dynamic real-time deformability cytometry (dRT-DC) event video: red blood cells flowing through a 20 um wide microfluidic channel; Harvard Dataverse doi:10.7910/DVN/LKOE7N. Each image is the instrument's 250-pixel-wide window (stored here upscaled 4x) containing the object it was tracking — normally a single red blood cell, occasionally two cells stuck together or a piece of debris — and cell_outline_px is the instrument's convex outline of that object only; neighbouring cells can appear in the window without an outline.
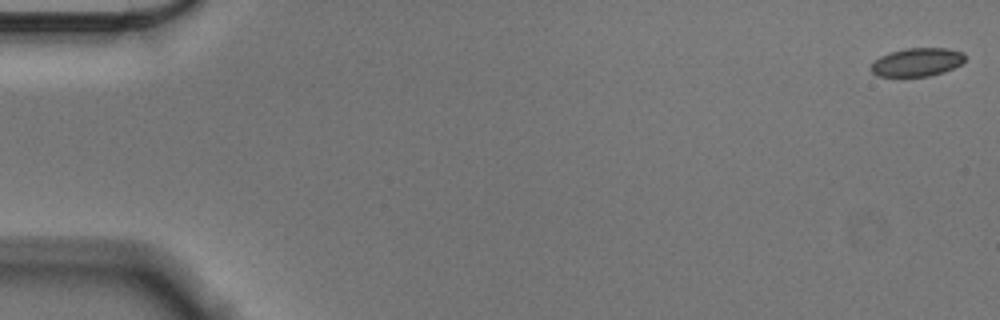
{"species": "Egyptian fruit bat (a non-hibernating species)", "species_latin": "Rousettus aegyptiacus", "temperature_condition": "cold", "stored_images_in_passage": 57, "camera_frame_rate_fps": 3000, "um_per_image_px": 0.085, "animal": {"sex": "male"}, "frame": {"image": 1, "passage_image": 1, "time_ms": 0.0, "image_size_px": [1000, 320], "cell_outline_px": [[964, 60], [960, 64], [944, 72], [928, 76], [876, 76], [868, 68], [880, 56], [888, 52], [908, 48], [948, 48], [964, 52]], "centroid_in_image_um": [77.92, 5.28], "position_along_channel_um": 7.1, "area_um2": 15.55}}
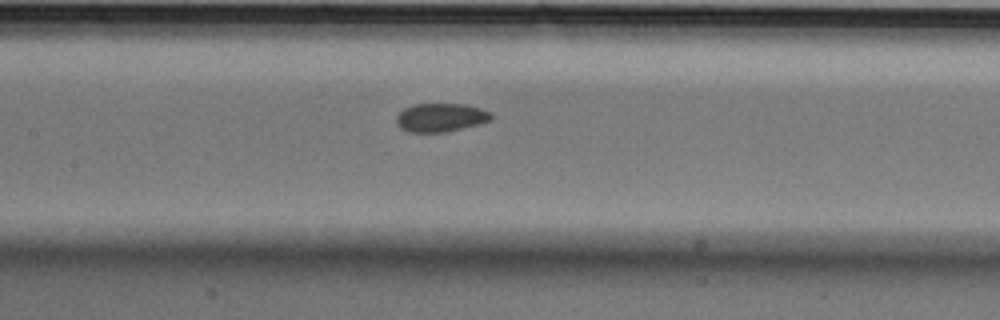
{"frame": {"image": 2, "passage_image": 27, "time_ms": 8.667, "image_size_px": [1000, 320], "cell_outline_px": [[492, 120], [480, 124], [464, 128], [444, 132], [408, 132], [400, 128], [396, 124], [396, 116], [404, 108], [412, 104], [464, 104], [480, 108], [492, 112]], "centroid_in_image_um": [37.46, 9.99], "position_along_channel_um": 169.9, "area_um2": 15.95}}
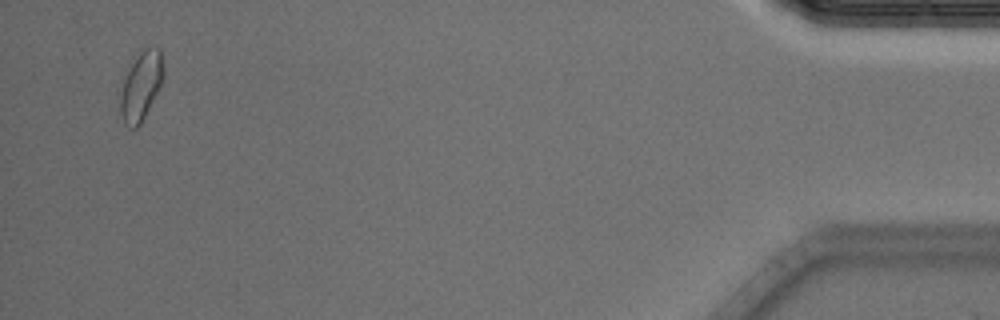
{"frame": {"image": 3, "passage_image": 55, "time_ms": 18.0, "image_size_px": [1000, 320], "cell_outline_px": [[164, 76], [160, 88], [140, 124], [136, 128], [128, 128], [124, 124], [120, 112], [116, 92], [132, 64], [140, 52], [144, 48], [160, 48], [164, 68]], "centroid_in_image_um": [11.94, 7.35], "position_along_channel_um": 423.3, "area_um2": 17.69}, "authors_computed_cell_mechanics": {"area_um2": 16.1262, "velocity_mm_per_s": 3.5572, "shape_relaxation_time_tau1_ms": 7.5569, "shape_relaxation_time_tau2_ms": 3.9834, "deformation_change_tau1": 0.0808, "deformation_change_tau2": 0.0661}}